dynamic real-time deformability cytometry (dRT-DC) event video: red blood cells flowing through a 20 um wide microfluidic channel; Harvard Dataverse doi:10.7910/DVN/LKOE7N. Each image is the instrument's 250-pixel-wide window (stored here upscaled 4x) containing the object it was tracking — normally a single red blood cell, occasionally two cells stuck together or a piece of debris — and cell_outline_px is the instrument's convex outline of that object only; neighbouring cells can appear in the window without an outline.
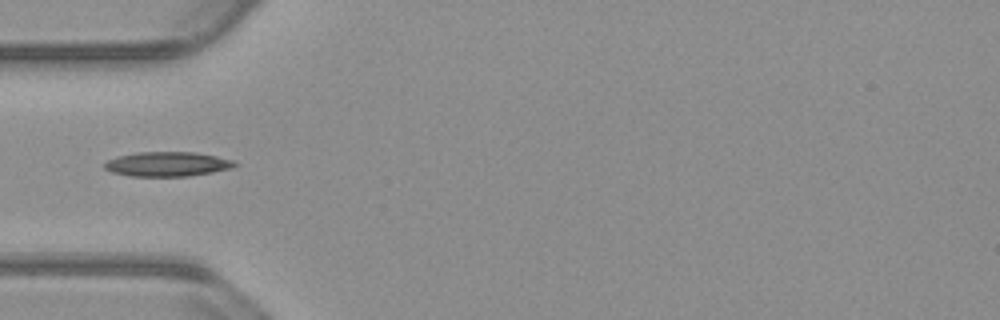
{"species": "common noctule bat (a hibernating species)", "species_latin": "Nyctalus noctula", "temperature_condition": "warm", "stored_images_in_passage": 23, "camera_frame_rate_fps": 3000, "um_per_image_px": 0.085, "animal": {"sex": "male", "body_mass_g": 23.1, "forearm_length_mm": 52.7}, "frame": {"image": 1, "passage_image": 1, "time_ms": 0.0, "image_size_px": [1000, 320], "cell_outline_px": [[240, 164], [232, 168], [212, 172], [188, 176], [132, 176], [112, 172], [104, 168], [104, 164], [108, 160], [120, 156], [136, 152], [196, 152], [216, 156], [232, 160]], "centroid_in_image_um": [14.26, 13.94], "position_along_channel_um": 70.7, "area_um2": 18.55}}
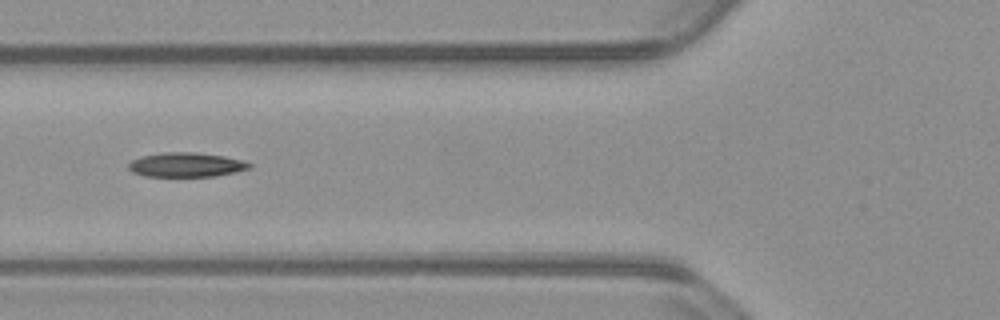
{"frame": {"image": 2, "passage_image": 4, "time_ms": 1.0, "image_size_px": [1000, 320], "cell_outline_px": [[252, 168], [236, 172], [216, 176], [144, 176], [132, 172], [128, 168], [128, 164], [132, 160], [140, 156], [164, 152], [192, 152], [224, 156], [244, 160], [252, 164]], "centroid_in_image_um": [15.84, 14.0], "position_along_channel_um": 110.0, "area_um2": 17.28}}
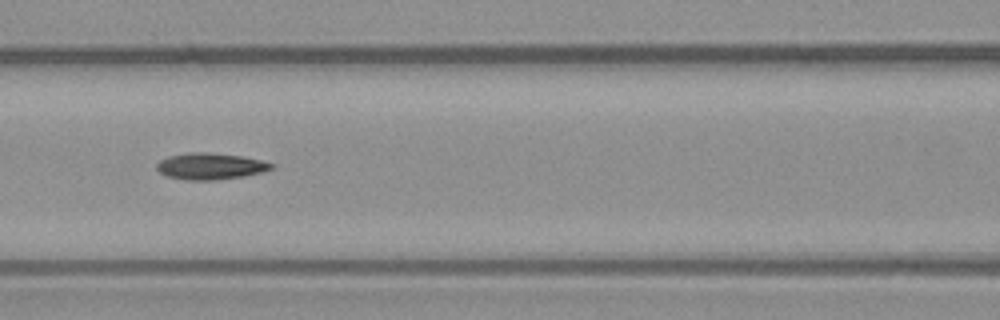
{"frame": {"image": 3, "passage_image": 7, "time_ms": 2.0, "image_size_px": [1000, 320], "cell_outline_px": [[276, 164], [272, 168], [260, 172], [244, 176], [216, 180], [188, 180], [168, 176], [160, 172], [156, 168], [156, 164], [160, 160], [168, 156], [188, 152], [208, 152], [240, 156], [260, 160]], "centroid_in_image_um": [17.86, 14.12], "position_along_channel_um": 148.7, "area_um2": 17.57}}